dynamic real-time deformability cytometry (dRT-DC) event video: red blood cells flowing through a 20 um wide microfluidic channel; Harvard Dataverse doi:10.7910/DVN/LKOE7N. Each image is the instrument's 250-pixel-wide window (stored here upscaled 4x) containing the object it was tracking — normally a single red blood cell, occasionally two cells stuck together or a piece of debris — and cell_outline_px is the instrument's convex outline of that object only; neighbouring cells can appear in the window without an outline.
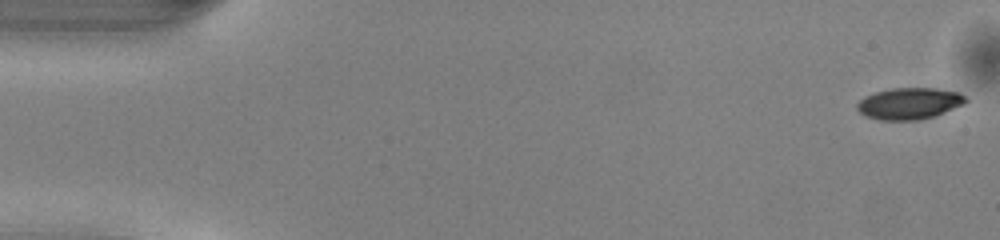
{"species": "common noctule bat (a hibernating species)", "species_latin": "Nyctalus noctula", "temperature_condition": "warm", "stored_images_in_passage": 16, "camera_frame_rate_fps": 3000, "um_per_image_px": 0.085, "animal": {"sex": "male", "body_mass_g": 13.0, "forearm_length_mm": 53.1}, "frame": {"image": 1, "passage_image": 1, "time_ms": 0.0, "image_size_px": [1000, 240], "cell_outline_px": [[968, 100], [964, 104], [936, 116], [920, 120], [880, 120], [864, 116], [856, 108], [856, 104], [864, 96], [876, 92], [892, 88], [936, 88], [960, 92]], "centroid_in_image_um": [77.3, 8.8], "position_along_channel_um": 7.7, "area_um2": 20.17}}
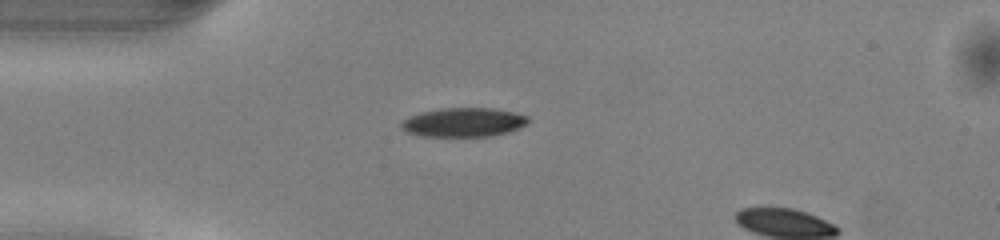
{"frame": {"image": 2, "passage_image": 13, "time_ms": 4.0, "image_size_px": [1000, 240], "cell_outline_px": [[532, 120], [528, 124], [508, 132], [492, 136], [420, 136], [408, 132], [400, 128], [400, 124], [404, 120], [420, 112], [440, 108], [496, 108], [528, 116]], "centroid_in_image_um": [39.44, 10.39], "position_along_channel_um": 45.6, "area_um2": 21.56}}